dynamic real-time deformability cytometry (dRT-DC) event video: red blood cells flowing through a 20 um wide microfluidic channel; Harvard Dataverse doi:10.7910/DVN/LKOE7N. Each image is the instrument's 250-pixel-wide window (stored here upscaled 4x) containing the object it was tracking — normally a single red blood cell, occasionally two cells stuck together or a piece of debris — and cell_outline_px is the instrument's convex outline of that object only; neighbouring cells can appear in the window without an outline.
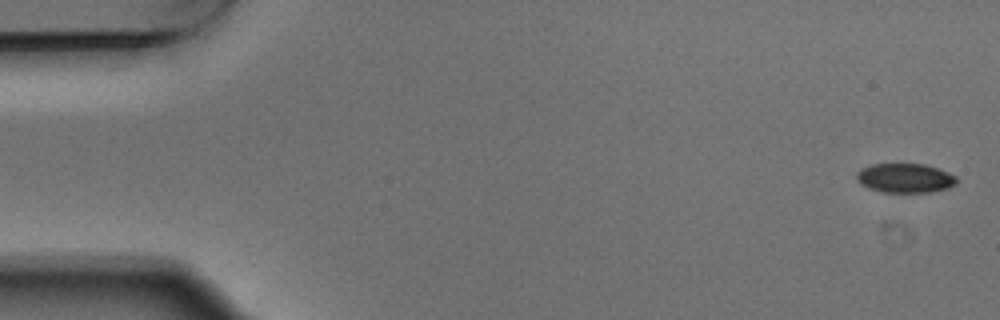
{"species": "Egyptian fruit bat (a non-hibernating species)", "species_latin": "Rousettus aegyptiacus", "temperature_condition": "warm", "stored_images_in_passage": 3, "camera_frame_rate_fps": 3000, "um_per_image_px": 0.085, "animal": {"sex": "male"}, "frame": {"image": 1, "passage_image": 1, "time_ms": 0.0, "image_size_px": [1000, 320], "cell_outline_px": [[956, 184], [948, 188], [932, 192], [880, 192], [868, 188], [860, 184], [856, 180], [856, 172], [860, 168], [872, 164], [924, 164], [948, 172], [956, 176]], "centroid_in_image_um": [76.89, 15.14], "position_along_channel_um": 8.1, "area_um2": 17.22}}